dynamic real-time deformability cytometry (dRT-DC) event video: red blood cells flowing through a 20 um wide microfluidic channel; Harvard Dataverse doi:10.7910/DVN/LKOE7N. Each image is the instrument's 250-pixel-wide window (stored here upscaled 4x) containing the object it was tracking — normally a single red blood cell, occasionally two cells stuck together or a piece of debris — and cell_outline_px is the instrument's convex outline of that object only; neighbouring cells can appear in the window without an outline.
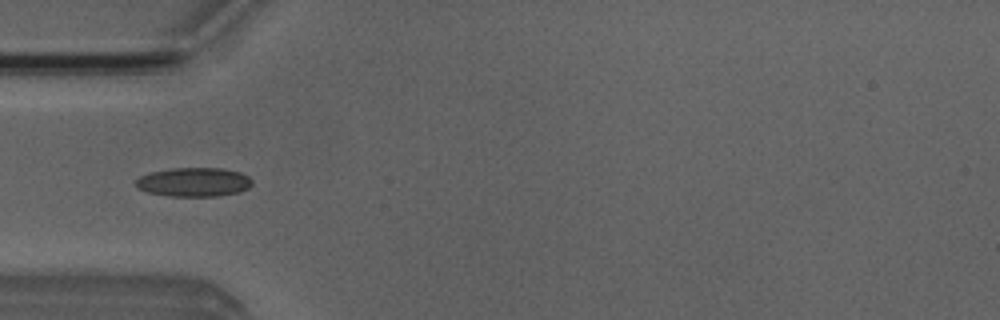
{"species": "Egyptian fruit bat (a non-hibernating species)", "species_latin": "Rousettus aegyptiacus", "temperature_condition": "room temperature", "stored_images_in_passage": 38, "camera_frame_rate_fps": 3000, "um_per_image_px": 0.085, "animal": {"sex": "male"}, "frame": {"image": 1, "passage_image": 3, "time_ms": 0.667, "image_size_px": [1000, 320], "cell_outline_px": [[252, 184], [248, 188], [240, 192], [220, 196], [168, 196], [148, 192], [136, 188], [136, 180], [140, 176], [152, 172], [172, 168], [224, 168], [240, 172], [248, 176], [252, 180]], "centroid_in_image_um": [16.5, 15.48], "position_along_channel_um": 68.5, "area_um2": 19.77}}
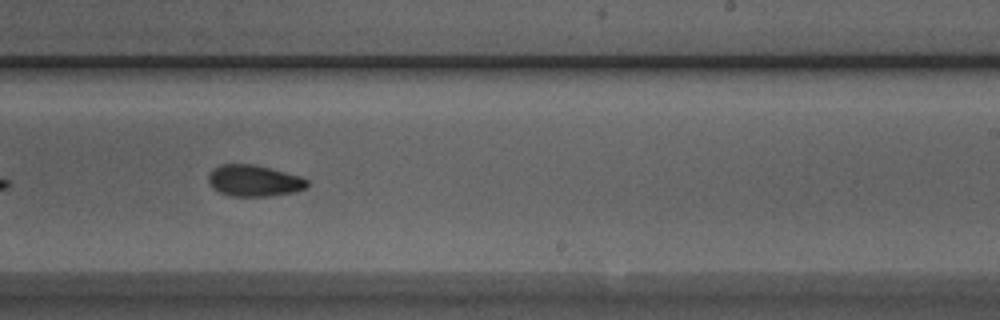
{"frame": {"image": 2, "passage_image": 18, "time_ms": 5.667, "image_size_px": [1000, 320], "cell_outline_px": [[308, 184], [304, 188], [292, 192], [268, 196], [232, 196], [220, 192], [212, 188], [208, 184], [208, 176], [212, 168], [220, 164], [252, 164], [300, 176], [308, 180]], "centroid_in_image_um": [21.53, 15.35], "position_along_channel_um": 267.5, "area_um2": 17.92}}
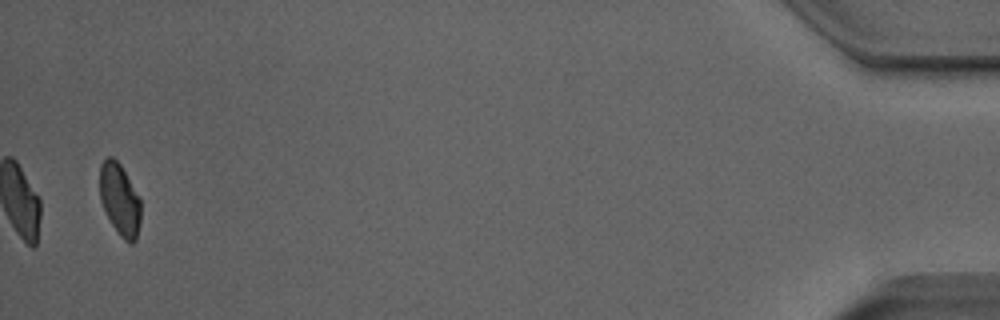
{"frame": {"image": 3, "passage_image": 37, "time_ms": 12.0, "image_size_px": [1000, 320], "cell_outline_px": [[140, 220], [136, 240], [132, 244], [128, 244], [120, 236], [112, 224], [100, 200], [100, 164], [108, 156], [112, 156], [120, 164], [140, 200]], "centroid_in_image_um": [10.17, 16.98], "position_along_channel_um": 425.0, "area_um2": 16.94}, "authors_computed_cell_mechanics": {"area_um2": 18.207, "velocity_mm_per_s": 3.9735, "shape_relaxation_time_tau1_ms": 5.1611, "shape_relaxation_time_tau2_ms": 6.2579, "deformation_change_tau1": 0.1228, "deformation_change_tau2": 0.1081}}